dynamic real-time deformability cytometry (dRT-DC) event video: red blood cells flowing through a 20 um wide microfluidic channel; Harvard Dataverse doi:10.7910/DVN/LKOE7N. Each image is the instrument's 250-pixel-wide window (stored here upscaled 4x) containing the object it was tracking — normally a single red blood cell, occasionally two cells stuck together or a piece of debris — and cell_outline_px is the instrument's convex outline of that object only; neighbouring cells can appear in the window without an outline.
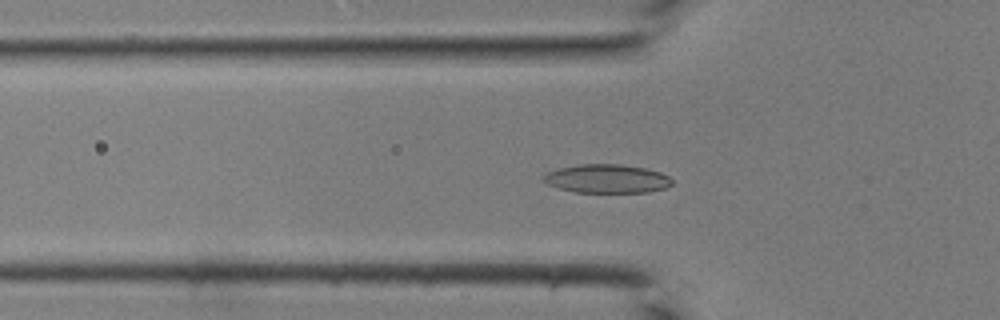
{"species": "common noctule bat (a hibernating species)", "species_latin": "Nyctalus noctula", "temperature_condition": "room temperature", "stored_images_in_passage": 43, "camera_frame_rate_fps": 3000, "um_per_image_px": 0.085, "animal": {"sex": "male", "body_mass_g": 19.0, "forearm_length_mm": 50.8}, "frame": {"image": 1, "passage_image": 15, "time_ms": 4.667, "image_size_px": [1000, 320], "cell_outline_px": [[672, 184], [664, 188], [648, 192], [576, 192], [560, 188], [548, 184], [544, 180], [544, 176], [548, 172], [556, 168], [580, 164], [620, 164], [648, 168], [660, 172], [668, 176], [672, 180]], "centroid_in_image_um": [51.61, 15.18], "position_along_channel_um": 74.2, "area_um2": 21.39}}
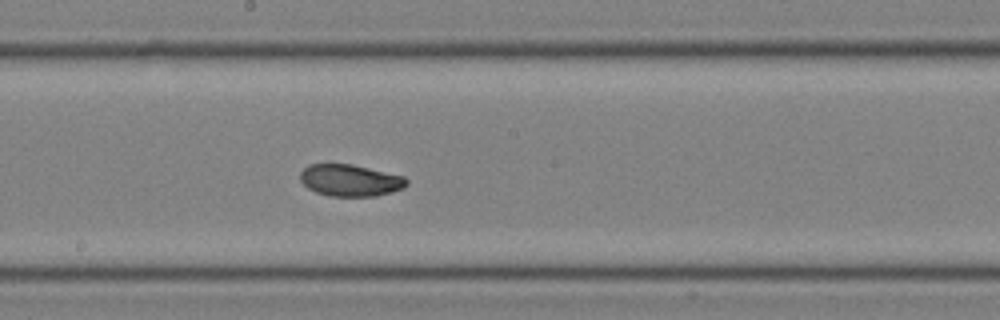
{"frame": {"image": 2, "passage_image": 24, "time_ms": 7.667, "image_size_px": [1000, 320], "cell_outline_px": [[408, 184], [404, 188], [392, 192], [376, 196], [328, 196], [316, 192], [308, 188], [300, 180], [300, 172], [308, 164], [352, 164], [404, 176], [408, 180]], "centroid_in_image_um": [29.78, 15.33], "position_along_channel_um": 218.4, "area_um2": 19.83}}
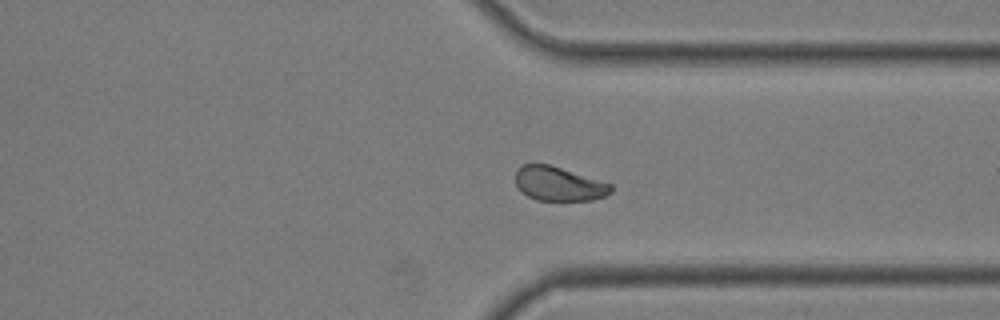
{"frame": {"image": 3, "passage_image": 33, "time_ms": 10.667, "image_size_px": [1000, 320], "cell_outline_px": [[612, 192], [604, 196], [592, 200], [536, 200], [528, 196], [516, 184], [516, 172], [524, 164], [548, 164], [612, 184]], "centroid_in_image_um": [47.51, 15.63], "position_along_channel_um": 363.9, "area_um2": 18.61}}